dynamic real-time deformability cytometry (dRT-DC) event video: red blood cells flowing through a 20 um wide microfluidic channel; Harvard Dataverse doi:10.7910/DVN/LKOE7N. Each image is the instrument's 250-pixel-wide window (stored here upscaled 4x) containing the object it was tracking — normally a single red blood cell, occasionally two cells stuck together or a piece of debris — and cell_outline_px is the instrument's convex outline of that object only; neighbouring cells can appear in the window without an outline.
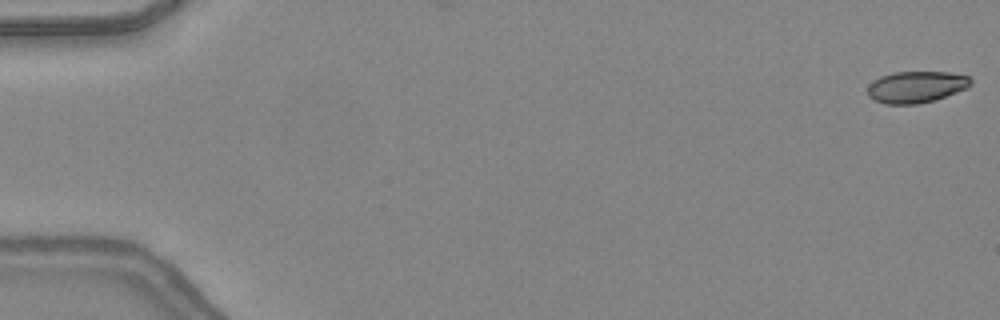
{"species": "common noctule bat (a hibernating species)", "species_latin": "Nyctalus noctula", "temperature_condition": "warm", "stored_images_in_passage": 48, "camera_frame_rate_fps": 3000, "um_per_image_px": 0.085, "animal": {"sex": "female", "body_mass_g": 24.6, "forearm_length_mm": 56.2}, "frame": {"image": 1, "passage_image": 1, "time_ms": 0.0, "image_size_px": [1000, 320], "cell_outline_px": [[972, 84], [968, 88], [932, 100], [916, 104], [884, 104], [868, 96], [868, 84], [880, 76], [896, 72], [948, 72], [968, 76], [972, 80]], "centroid_in_image_um": [77.87, 7.38], "position_along_channel_um": 7.1, "area_um2": 18.84}}
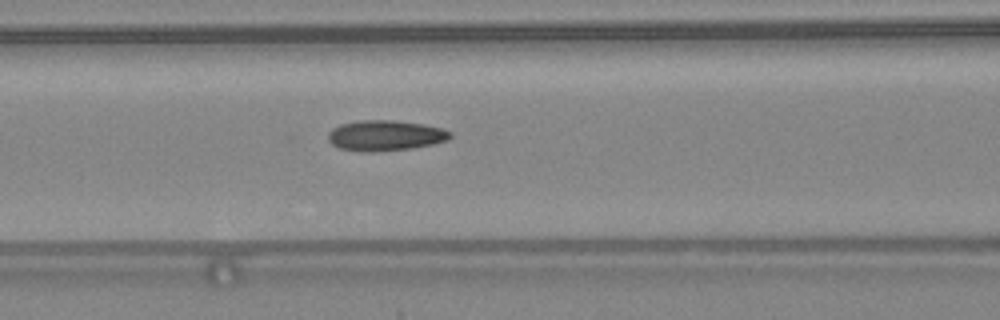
{"frame": {"image": 2, "passage_image": 21, "time_ms": 6.667, "image_size_px": [1000, 320], "cell_outline_px": [[452, 136], [448, 140], [432, 144], [412, 148], [372, 152], [340, 148], [332, 144], [328, 140], [328, 132], [332, 128], [340, 124], [360, 120], [392, 120], [424, 124], [440, 128], [452, 132]], "centroid_in_image_um": [32.75, 11.51], "position_along_channel_um": 133.9, "area_um2": 21.62}}
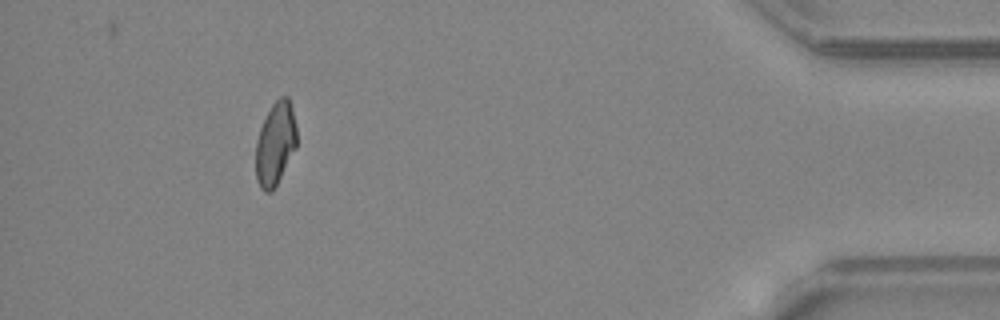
{"frame": {"image": 3, "passage_image": 44, "time_ms": 14.333, "image_size_px": [1000, 320], "cell_outline_px": [[296, 148], [272, 192], [264, 192], [260, 188], [256, 180], [256, 140], [260, 128], [272, 104], [280, 96], [288, 96], [292, 108], [296, 124]], "centroid_in_image_um": [23.4, 12.22], "position_along_channel_um": 411.8, "area_um2": 19.83}, "authors_computed_cell_mechanics": {"area_um2": 20.6635, "velocity_mm_per_s": 4.3968, "shape_relaxation_time_tau1_ms": null, "shape_relaxation_time_tau2_ms": 2.4393, "deformation_change_tau1": null, "deformation_change_tau2": 0.089}}